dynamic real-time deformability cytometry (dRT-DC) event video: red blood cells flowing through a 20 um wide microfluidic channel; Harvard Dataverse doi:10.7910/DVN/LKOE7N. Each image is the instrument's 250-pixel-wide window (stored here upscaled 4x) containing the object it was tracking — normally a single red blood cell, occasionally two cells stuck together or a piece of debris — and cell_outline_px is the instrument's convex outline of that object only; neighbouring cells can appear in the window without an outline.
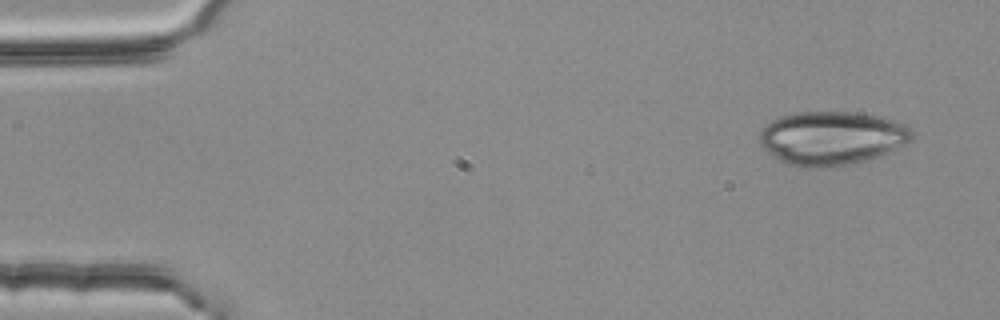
{"species": "common noctule bat (a hibernating species)", "species_latin": "Nyctalus noctula", "temperature_condition": "room temperature", "stored_images_in_passage": 3, "camera_frame_rate_fps": 3000, "um_per_image_px": 0.085, "animal": {"sex": "female", "body_mass_g": 25.1}, "frame": {"image": 1, "passage_image": 3, "time_ms": 0.667, "image_size_px": [1000, 320], "cell_outline_px": [[912, 140], [888, 152], [868, 160], [848, 164], [824, 168], [800, 168], [784, 164], [768, 152], [760, 144], [760, 132], [772, 120], [780, 116], [796, 112], [860, 112], [892, 120], [904, 124], [912, 128]], "centroid_in_image_um": [70.68, 11.75], "position_along_channel_um": 14.3, "area_um2": 47.8}}